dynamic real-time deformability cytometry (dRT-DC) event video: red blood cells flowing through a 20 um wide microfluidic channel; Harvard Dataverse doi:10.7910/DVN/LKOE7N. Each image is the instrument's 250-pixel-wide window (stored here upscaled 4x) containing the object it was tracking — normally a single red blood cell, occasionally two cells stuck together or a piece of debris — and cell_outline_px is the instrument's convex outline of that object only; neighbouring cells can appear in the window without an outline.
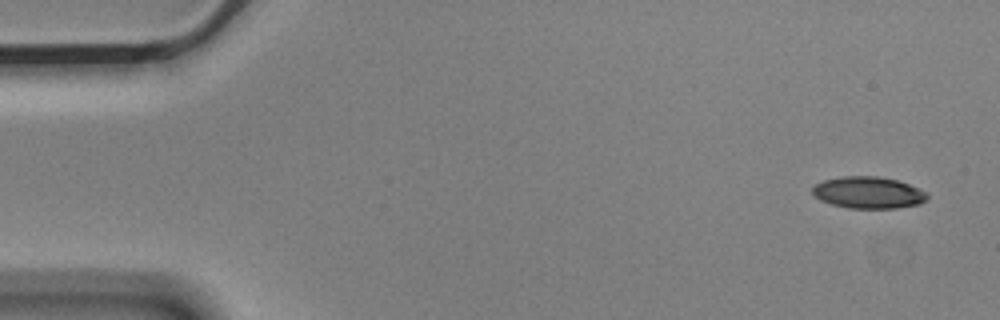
{"species": "Egyptian fruit bat (a non-hibernating species)", "species_latin": "Rousettus aegyptiacus", "temperature_condition": "cold", "stored_images_in_passage": 4, "camera_frame_rate_fps": 3000, "um_per_image_px": 0.085, "animal": {"sex": "male"}, "frame": {"image": 1, "passage_image": 1, "time_ms": 0.0, "image_size_px": [1000, 320], "cell_outline_px": [[928, 196], [920, 204], [896, 208], [848, 208], [832, 204], [820, 200], [812, 192], [812, 188], [816, 184], [824, 180], [844, 176], [876, 176], [896, 180], [908, 184], [924, 192]], "centroid_in_image_um": [73.78, 16.37], "position_along_channel_um": 11.2, "area_um2": 20.92}}